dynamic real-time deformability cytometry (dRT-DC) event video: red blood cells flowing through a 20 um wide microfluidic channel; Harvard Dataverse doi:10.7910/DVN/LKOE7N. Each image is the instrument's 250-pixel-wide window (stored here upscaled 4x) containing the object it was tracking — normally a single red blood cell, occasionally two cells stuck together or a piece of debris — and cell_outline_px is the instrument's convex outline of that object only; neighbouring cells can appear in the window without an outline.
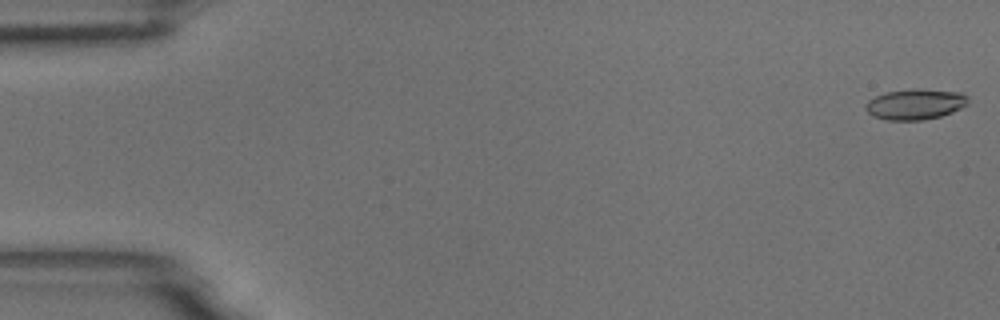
{"species": "common noctule bat (a hibernating species)", "species_latin": "Nyctalus noctula", "temperature_condition": "room temperature", "stored_images_in_passage": 6, "camera_frame_rate_fps": 3000, "um_per_image_px": 0.085, "animal": {"sex": "male", "body_mass_g": 18.8}, "frame": {"image": 1, "passage_image": 1, "time_ms": 0.0, "image_size_px": [1000, 320], "cell_outline_px": [[968, 104], [952, 112], [940, 116], [924, 120], [888, 120], [872, 116], [864, 108], [868, 100], [876, 96], [888, 92], [916, 88], [960, 92], [968, 96]], "centroid_in_image_um": [77.8, 8.86], "position_along_channel_um": 7.2, "area_um2": 18.26}}